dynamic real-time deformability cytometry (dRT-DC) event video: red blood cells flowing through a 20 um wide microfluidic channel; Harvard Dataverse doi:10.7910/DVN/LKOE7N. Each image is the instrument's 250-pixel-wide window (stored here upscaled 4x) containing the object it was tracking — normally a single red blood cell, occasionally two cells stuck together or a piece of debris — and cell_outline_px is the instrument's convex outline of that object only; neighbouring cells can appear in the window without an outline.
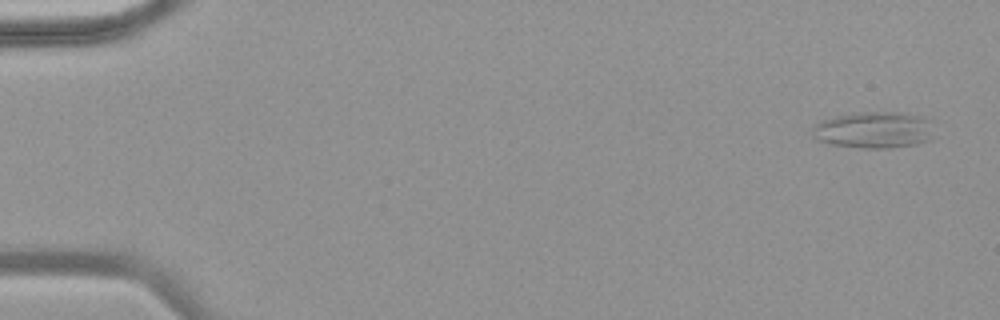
{"species": "common noctule bat (a hibernating species)", "species_latin": "Nyctalus noctula", "temperature_condition": "warm", "stored_images_in_passage": 50, "camera_frame_rate_fps": 3000, "um_per_image_px": 0.085, "animal": {"sex": "female", "body_mass_g": 18.4}, "frame": {"image": 1, "passage_image": 1, "time_ms": 0.0, "image_size_px": [1000, 320], "cell_outline_px": [[936, 136], [932, 140], [916, 144], [888, 148], [864, 148], [832, 144], [820, 140], [812, 136], [812, 128], [820, 120], [836, 116], [856, 112], [892, 112], [924, 116]], "centroid_in_image_um": [74.3, 11.05], "position_along_channel_um": 10.7, "area_um2": 25.95}}
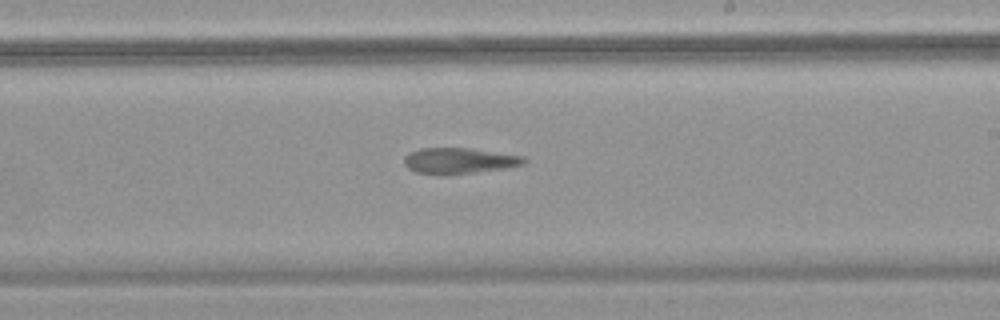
{"frame": {"image": 2, "passage_image": 30, "time_ms": 9.667, "image_size_px": [1000, 320], "cell_outline_px": [[528, 160], [524, 164], [504, 168], [476, 172], [440, 176], [416, 172], [408, 168], [404, 164], [404, 156], [420, 148], [472, 148], [524, 156]], "centroid_in_image_um": [39.02, 13.67], "position_along_channel_um": 250.0, "area_um2": 18.26}}
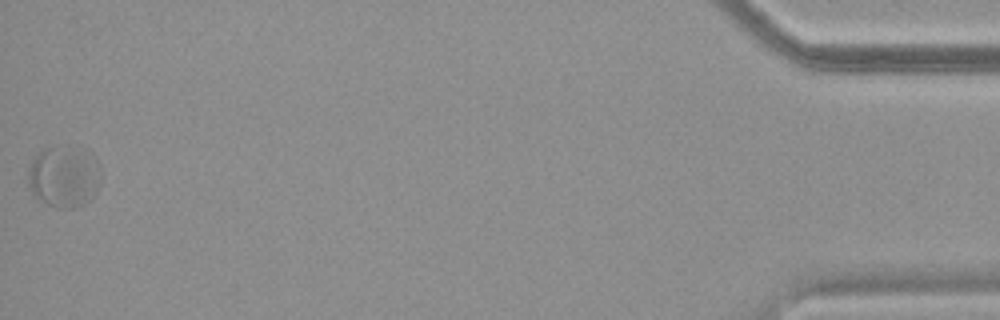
{"frame": {"image": 3, "passage_image": 50, "time_ms": 16.333, "image_size_px": [1000, 320], "cell_outline_px": [[100, 184], [96, 192], [84, 204], [76, 208], [56, 208], [36, 200], [28, 184], [28, 168], [32, 160], [40, 152], [48, 148], [88, 148], [92, 152], [100, 164]], "centroid_in_image_um": [5.47, 15.03], "position_along_channel_um": 429.7, "area_um2": 26.47}}